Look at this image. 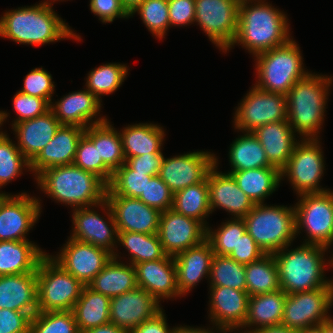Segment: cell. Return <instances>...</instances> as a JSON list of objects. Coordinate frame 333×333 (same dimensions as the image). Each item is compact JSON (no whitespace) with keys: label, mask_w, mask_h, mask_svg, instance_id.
Wrapping results in <instances>:
<instances>
[{"label":"cell","mask_w":333,"mask_h":333,"mask_svg":"<svg viewBox=\"0 0 333 333\" xmlns=\"http://www.w3.org/2000/svg\"><path fill=\"white\" fill-rule=\"evenodd\" d=\"M47 1L6 12L0 19V36L16 43L42 45L64 38L79 40Z\"/></svg>","instance_id":"cell-1"},{"label":"cell","mask_w":333,"mask_h":333,"mask_svg":"<svg viewBox=\"0 0 333 333\" xmlns=\"http://www.w3.org/2000/svg\"><path fill=\"white\" fill-rule=\"evenodd\" d=\"M36 177L42 191L73 208L100 205L106 199L108 185L74 164L48 168Z\"/></svg>","instance_id":"cell-2"},{"label":"cell","mask_w":333,"mask_h":333,"mask_svg":"<svg viewBox=\"0 0 333 333\" xmlns=\"http://www.w3.org/2000/svg\"><path fill=\"white\" fill-rule=\"evenodd\" d=\"M257 2L250 7L249 2L240 3L238 30L232 44L241 43L254 55L291 40L285 15L264 2Z\"/></svg>","instance_id":"cell-3"},{"label":"cell","mask_w":333,"mask_h":333,"mask_svg":"<svg viewBox=\"0 0 333 333\" xmlns=\"http://www.w3.org/2000/svg\"><path fill=\"white\" fill-rule=\"evenodd\" d=\"M328 249L317 244L304 243L299 248L273 253L280 279V287L286 294L312 291L328 286L324 280L323 252Z\"/></svg>","instance_id":"cell-4"},{"label":"cell","mask_w":333,"mask_h":333,"mask_svg":"<svg viewBox=\"0 0 333 333\" xmlns=\"http://www.w3.org/2000/svg\"><path fill=\"white\" fill-rule=\"evenodd\" d=\"M332 79L308 73L286 94L287 121L291 128L307 138H317L324 120L328 87Z\"/></svg>","instance_id":"cell-5"},{"label":"cell","mask_w":333,"mask_h":333,"mask_svg":"<svg viewBox=\"0 0 333 333\" xmlns=\"http://www.w3.org/2000/svg\"><path fill=\"white\" fill-rule=\"evenodd\" d=\"M243 220L246 232L265 254L288 248L297 234L293 207L255 204Z\"/></svg>","instance_id":"cell-6"},{"label":"cell","mask_w":333,"mask_h":333,"mask_svg":"<svg viewBox=\"0 0 333 333\" xmlns=\"http://www.w3.org/2000/svg\"><path fill=\"white\" fill-rule=\"evenodd\" d=\"M296 42L292 39L280 47L259 53L257 58V73L259 89L286 95L292 86L304 78L302 56Z\"/></svg>","instance_id":"cell-7"},{"label":"cell","mask_w":333,"mask_h":333,"mask_svg":"<svg viewBox=\"0 0 333 333\" xmlns=\"http://www.w3.org/2000/svg\"><path fill=\"white\" fill-rule=\"evenodd\" d=\"M83 287L79 280L46 254L37 268L38 311H72Z\"/></svg>","instance_id":"cell-8"},{"label":"cell","mask_w":333,"mask_h":333,"mask_svg":"<svg viewBox=\"0 0 333 333\" xmlns=\"http://www.w3.org/2000/svg\"><path fill=\"white\" fill-rule=\"evenodd\" d=\"M299 196L300 202L294 207L296 233L304 227L309 234L306 244L328 248L333 243V192L327 190Z\"/></svg>","instance_id":"cell-9"},{"label":"cell","mask_w":333,"mask_h":333,"mask_svg":"<svg viewBox=\"0 0 333 333\" xmlns=\"http://www.w3.org/2000/svg\"><path fill=\"white\" fill-rule=\"evenodd\" d=\"M195 20L221 50L232 47L238 30L240 3L235 0H195Z\"/></svg>","instance_id":"cell-10"},{"label":"cell","mask_w":333,"mask_h":333,"mask_svg":"<svg viewBox=\"0 0 333 333\" xmlns=\"http://www.w3.org/2000/svg\"><path fill=\"white\" fill-rule=\"evenodd\" d=\"M317 139L303 138L301 143L297 142L287 165L281 170V177H289L298 195L327 191L318 187L324 163Z\"/></svg>","instance_id":"cell-11"},{"label":"cell","mask_w":333,"mask_h":333,"mask_svg":"<svg viewBox=\"0 0 333 333\" xmlns=\"http://www.w3.org/2000/svg\"><path fill=\"white\" fill-rule=\"evenodd\" d=\"M287 120L286 95L256 86L245 96L235 113L236 129L253 132L257 127Z\"/></svg>","instance_id":"cell-12"},{"label":"cell","mask_w":333,"mask_h":333,"mask_svg":"<svg viewBox=\"0 0 333 333\" xmlns=\"http://www.w3.org/2000/svg\"><path fill=\"white\" fill-rule=\"evenodd\" d=\"M333 303L332 282L323 288L286 295L281 324L293 329L319 323L330 318Z\"/></svg>","instance_id":"cell-13"},{"label":"cell","mask_w":333,"mask_h":333,"mask_svg":"<svg viewBox=\"0 0 333 333\" xmlns=\"http://www.w3.org/2000/svg\"><path fill=\"white\" fill-rule=\"evenodd\" d=\"M157 234L165 253L174 257L204 241L206 225L171 208L161 212Z\"/></svg>","instance_id":"cell-14"},{"label":"cell","mask_w":333,"mask_h":333,"mask_svg":"<svg viewBox=\"0 0 333 333\" xmlns=\"http://www.w3.org/2000/svg\"><path fill=\"white\" fill-rule=\"evenodd\" d=\"M216 157L210 152H191L163 159L160 178L175 193L188 186L207 179L209 171L216 164Z\"/></svg>","instance_id":"cell-15"},{"label":"cell","mask_w":333,"mask_h":333,"mask_svg":"<svg viewBox=\"0 0 333 333\" xmlns=\"http://www.w3.org/2000/svg\"><path fill=\"white\" fill-rule=\"evenodd\" d=\"M112 257L113 254L104 248L70 238L59 257L53 259L87 286Z\"/></svg>","instance_id":"cell-16"},{"label":"cell","mask_w":333,"mask_h":333,"mask_svg":"<svg viewBox=\"0 0 333 333\" xmlns=\"http://www.w3.org/2000/svg\"><path fill=\"white\" fill-rule=\"evenodd\" d=\"M40 210L35 197L7 194L0 201V241H29L25 234L34 226Z\"/></svg>","instance_id":"cell-17"},{"label":"cell","mask_w":333,"mask_h":333,"mask_svg":"<svg viewBox=\"0 0 333 333\" xmlns=\"http://www.w3.org/2000/svg\"><path fill=\"white\" fill-rule=\"evenodd\" d=\"M159 302L150 293L137 286L111 298L110 323L130 333L135 327L162 311Z\"/></svg>","instance_id":"cell-18"},{"label":"cell","mask_w":333,"mask_h":333,"mask_svg":"<svg viewBox=\"0 0 333 333\" xmlns=\"http://www.w3.org/2000/svg\"><path fill=\"white\" fill-rule=\"evenodd\" d=\"M118 232L157 234L161 212L138 198L106 195Z\"/></svg>","instance_id":"cell-19"},{"label":"cell","mask_w":333,"mask_h":333,"mask_svg":"<svg viewBox=\"0 0 333 333\" xmlns=\"http://www.w3.org/2000/svg\"><path fill=\"white\" fill-rule=\"evenodd\" d=\"M100 205L108 208L107 211L109 212L107 213L109 215L108 220L111 222H109L110 225H108L99 214L90 210L89 207L75 208L73 209V224L75 227L71 238L104 248L112 254H115L116 252H114L112 248L114 247L115 239L118 238V231L113 212L106 200Z\"/></svg>","instance_id":"cell-20"},{"label":"cell","mask_w":333,"mask_h":333,"mask_svg":"<svg viewBox=\"0 0 333 333\" xmlns=\"http://www.w3.org/2000/svg\"><path fill=\"white\" fill-rule=\"evenodd\" d=\"M211 288V321L218 329L227 333L242 327L248 313L249 296L247 291L231 287L210 286Z\"/></svg>","instance_id":"cell-21"},{"label":"cell","mask_w":333,"mask_h":333,"mask_svg":"<svg viewBox=\"0 0 333 333\" xmlns=\"http://www.w3.org/2000/svg\"><path fill=\"white\" fill-rule=\"evenodd\" d=\"M138 287L144 289L158 301L160 298L181 296L177 284V272L174 257L134 265Z\"/></svg>","instance_id":"cell-22"},{"label":"cell","mask_w":333,"mask_h":333,"mask_svg":"<svg viewBox=\"0 0 333 333\" xmlns=\"http://www.w3.org/2000/svg\"><path fill=\"white\" fill-rule=\"evenodd\" d=\"M84 133L82 127L61 125L51 141L30 162L29 169L39 175L48 168L73 164L79 140Z\"/></svg>","instance_id":"cell-23"},{"label":"cell","mask_w":333,"mask_h":333,"mask_svg":"<svg viewBox=\"0 0 333 333\" xmlns=\"http://www.w3.org/2000/svg\"><path fill=\"white\" fill-rule=\"evenodd\" d=\"M216 165L217 161L207 176L211 212L219 206L229 213L231 212L235 218L243 219L255 204L239 188L233 176L217 172Z\"/></svg>","instance_id":"cell-24"},{"label":"cell","mask_w":333,"mask_h":333,"mask_svg":"<svg viewBox=\"0 0 333 333\" xmlns=\"http://www.w3.org/2000/svg\"><path fill=\"white\" fill-rule=\"evenodd\" d=\"M27 313L38 312L37 272L0 276V309Z\"/></svg>","instance_id":"cell-25"},{"label":"cell","mask_w":333,"mask_h":333,"mask_svg":"<svg viewBox=\"0 0 333 333\" xmlns=\"http://www.w3.org/2000/svg\"><path fill=\"white\" fill-rule=\"evenodd\" d=\"M61 126L51 110L33 119L19 122L13 126L19 139L18 148L31 162L51 141Z\"/></svg>","instance_id":"cell-26"},{"label":"cell","mask_w":333,"mask_h":333,"mask_svg":"<svg viewBox=\"0 0 333 333\" xmlns=\"http://www.w3.org/2000/svg\"><path fill=\"white\" fill-rule=\"evenodd\" d=\"M214 252L207 239L174 256L179 293L185 294L210 274Z\"/></svg>","instance_id":"cell-27"},{"label":"cell","mask_w":333,"mask_h":333,"mask_svg":"<svg viewBox=\"0 0 333 333\" xmlns=\"http://www.w3.org/2000/svg\"><path fill=\"white\" fill-rule=\"evenodd\" d=\"M261 143L269 163L280 171L287 165L296 145L287 120L267 123L252 132Z\"/></svg>","instance_id":"cell-28"},{"label":"cell","mask_w":333,"mask_h":333,"mask_svg":"<svg viewBox=\"0 0 333 333\" xmlns=\"http://www.w3.org/2000/svg\"><path fill=\"white\" fill-rule=\"evenodd\" d=\"M54 105H50V110L61 125L78 126L84 129L88 127L87 125L101 107L100 100L87 89L72 92Z\"/></svg>","instance_id":"cell-29"},{"label":"cell","mask_w":333,"mask_h":333,"mask_svg":"<svg viewBox=\"0 0 333 333\" xmlns=\"http://www.w3.org/2000/svg\"><path fill=\"white\" fill-rule=\"evenodd\" d=\"M45 255L29 241H0V276L37 272Z\"/></svg>","instance_id":"cell-30"},{"label":"cell","mask_w":333,"mask_h":333,"mask_svg":"<svg viewBox=\"0 0 333 333\" xmlns=\"http://www.w3.org/2000/svg\"><path fill=\"white\" fill-rule=\"evenodd\" d=\"M116 256L118 255L113 254L112 259L87 285L93 291L109 298L119 296L138 286L134 266L119 263L116 261Z\"/></svg>","instance_id":"cell-31"},{"label":"cell","mask_w":333,"mask_h":333,"mask_svg":"<svg viewBox=\"0 0 333 333\" xmlns=\"http://www.w3.org/2000/svg\"><path fill=\"white\" fill-rule=\"evenodd\" d=\"M94 144H98L99 157L114 173L125 161L120 134L113 129L107 119L91 121L84 133Z\"/></svg>","instance_id":"cell-32"},{"label":"cell","mask_w":333,"mask_h":333,"mask_svg":"<svg viewBox=\"0 0 333 333\" xmlns=\"http://www.w3.org/2000/svg\"><path fill=\"white\" fill-rule=\"evenodd\" d=\"M111 298L84 286L73 313L81 332L110 323Z\"/></svg>","instance_id":"cell-33"},{"label":"cell","mask_w":333,"mask_h":333,"mask_svg":"<svg viewBox=\"0 0 333 333\" xmlns=\"http://www.w3.org/2000/svg\"><path fill=\"white\" fill-rule=\"evenodd\" d=\"M286 295L280 289L270 293L250 296L247 317L242 327L259 325L256 329H260L281 324Z\"/></svg>","instance_id":"cell-34"},{"label":"cell","mask_w":333,"mask_h":333,"mask_svg":"<svg viewBox=\"0 0 333 333\" xmlns=\"http://www.w3.org/2000/svg\"><path fill=\"white\" fill-rule=\"evenodd\" d=\"M231 175L254 204L263 203L265 197L276 190L282 178L281 171L276 167L235 171Z\"/></svg>","instance_id":"cell-35"},{"label":"cell","mask_w":333,"mask_h":333,"mask_svg":"<svg viewBox=\"0 0 333 333\" xmlns=\"http://www.w3.org/2000/svg\"><path fill=\"white\" fill-rule=\"evenodd\" d=\"M125 158L141 156L146 153H162L164 137L162 127L154 124H136L126 127L119 133Z\"/></svg>","instance_id":"cell-36"},{"label":"cell","mask_w":333,"mask_h":333,"mask_svg":"<svg viewBox=\"0 0 333 333\" xmlns=\"http://www.w3.org/2000/svg\"><path fill=\"white\" fill-rule=\"evenodd\" d=\"M229 158L232 170L228 174L235 171L273 167L269 163L261 143L252 132H247L231 144Z\"/></svg>","instance_id":"cell-37"},{"label":"cell","mask_w":333,"mask_h":333,"mask_svg":"<svg viewBox=\"0 0 333 333\" xmlns=\"http://www.w3.org/2000/svg\"><path fill=\"white\" fill-rule=\"evenodd\" d=\"M248 296L280 290V279L273 254H265L259 260L245 265Z\"/></svg>","instance_id":"cell-38"},{"label":"cell","mask_w":333,"mask_h":333,"mask_svg":"<svg viewBox=\"0 0 333 333\" xmlns=\"http://www.w3.org/2000/svg\"><path fill=\"white\" fill-rule=\"evenodd\" d=\"M172 209L205 225L203 219L211 213L207 179L175 192Z\"/></svg>","instance_id":"cell-39"},{"label":"cell","mask_w":333,"mask_h":333,"mask_svg":"<svg viewBox=\"0 0 333 333\" xmlns=\"http://www.w3.org/2000/svg\"><path fill=\"white\" fill-rule=\"evenodd\" d=\"M117 237V240L130 252L133 266L141 262L159 260L167 256L158 234L118 232Z\"/></svg>","instance_id":"cell-40"},{"label":"cell","mask_w":333,"mask_h":333,"mask_svg":"<svg viewBox=\"0 0 333 333\" xmlns=\"http://www.w3.org/2000/svg\"><path fill=\"white\" fill-rule=\"evenodd\" d=\"M209 275L210 286L231 287L246 291L245 265L229 256L214 254Z\"/></svg>","instance_id":"cell-41"},{"label":"cell","mask_w":333,"mask_h":333,"mask_svg":"<svg viewBox=\"0 0 333 333\" xmlns=\"http://www.w3.org/2000/svg\"><path fill=\"white\" fill-rule=\"evenodd\" d=\"M152 176L132 170L126 163L119 167L108 184L106 195L139 198Z\"/></svg>","instance_id":"cell-42"},{"label":"cell","mask_w":333,"mask_h":333,"mask_svg":"<svg viewBox=\"0 0 333 333\" xmlns=\"http://www.w3.org/2000/svg\"><path fill=\"white\" fill-rule=\"evenodd\" d=\"M127 67L116 63L101 65L91 71L86 82V89L95 95L99 100L100 95L111 94L124 81L127 74Z\"/></svg>","instance_id":"cell-43"},{"label":"cell","mask_w":333,"mask_h":333,"mask_svg":"<svg viewBox=\"0 0 333 333\" xmlns=\"http://www.w3.org/2000/svg\"><path fill=\"white\" fill-rule=\"evenodd\" d=\"M30 333H80L73 311H38L30 322Z\"/></svg>","instance_id":"cell-44"},{"label":"cell","mask_w":333,"mask_h":333,"mask_svg":"<svg viewBox=\"0 0 333 333\" xmlns=\"http://www.w3.org/2000/svg\"><path fill=\"white\" fill-rule=\"evenodd\" d=\"M227 221L220 228L211 231L206 227V239L211 244L214 254L229 256L236 249L239 238L246 232V225L243 219ZM217 231V232H216Z\"/></svg>","instance_id":"cell-45"},{"label":"cell","mask_w":333,"mask_h":333,"mask_svg":"<svg viewBox=\"0 0 333 333\" xmlns=\"http://www.w3.org/2000/svg\"><path fill=\"white\" fill-rule=\"evenodd\" d=\"M73 164L97 175L107 185L112 179L113 172L99 157L98 144H94L85 134L79 140Z\"/></svg>","instance_id":"cell-46"},{"label":"cell","mask_w":333,"mask_h":333,"mask_svg":"<svg viewBox=\"0 0 333 333\" xmlns=\"http://www.w3.org/2000/svg\"><path fill=\"white\" fill-rule=\"evenodd\" d=\"M136 11L148 30L161 39L170 26L168 0H144L130 13V16Z\"/></svg>","instance_id":"cell-47"},{"label":"cell","mask_w":333,"mask_h":333,"mask_svg":"<svg viewBox=\"0 0 333 333\" xmlns=\"http://www.w3.org/2000/svg\"><path fill=\"white\" fill-rule=\"evenodd\" d=\"M29 168L30 162L6 134L0 137V187L21 174L23 166Z\"/></svg>","instance_id":"cell-48"},{"label":"cell","mask_w":333,"mask_h":333,"mask_svg":"<svg viewBox=\"0 0 333 333\" xmlns=\"http://www.w3.org/2000/svg\"><path fill=\"white\" fill-rule=\"evenodd\" d=\"M174 193L159 175L152 176L147 182L145 190L141 193L140 199L146 205L157 209L160 212L173 207Z\"/></svg>","instance_id":"cell-49"},{"label":"cell","mask_w":333,"mask_h":333,"mask_svg":"<svg viewBox=\"0 0 333 333\" xmlns=\"http://www.w3.org/2000/svg\"><path fill=\"white\" fill-rule=\"evenodd\" d=\"M53 83L51 74L43 68H35L27 74L24 87L19 92L45 99L51 105V96L55 87Z\"/></svg>","instance_id":"cell-50"},{"label":"cell","mask_w":333,"mask_h":333,"mask_svg":"<svg viewBox=\"0 0 333 333\" xmlns=\"http://www.w3.org/2000/svg\"><path fill=\"white\" fill-rule=\"evenodd\" d=\"M13 106L16 113L19 114L18 119L12 124L13 126L19 122L41 116L50 110V104L45 99L26 95L19 91L14 96Z\"/></svg>","instance_id":"cell-51"},{"label":"cell","mask_w":333,"mask_h":333,"mask_svg":"<svg viewBox=\"0 0 333 333\" xmlns=\"http://www.w3.org/2000/svg\"><path fill=\"white\" fill-rule=\"evenodd\" d=\"M30 322L27 313L0 309V333H30Z\"/></svg>","instance_id":"cell-52"},{"label":"cell","mask_w":333,"mask_h":333,"mask_svg":"<svg viewBox=\"0 0 333 333\" xmlns=\"http://www.w3.org/2000/svg\"><path fill=\"white\" fill-rule=\"evenodd\" d=\"M265 253L257 245L254 239L247 233L239 238L236 249L229 255L233 260L238 263L247 265L254 261L259 260Z\"/></svg>","instance_id":"cell-53"},{"label":"cell","mask_w":333,"mask_h":333,"mask_svg":"<svg viewBox=\"0 0 333 333\" xmlns=\"http://www.w3.org/2000/svg\"><path fill=\"white\" fill-rule=\"evenodd\" d=\"M90 9L99 16L103 23L113 22L115 17L127 18L130 16L122 0H90Z\"/></svg>","instance_id":"cell-54"},{"label":"cell","mask_w":333,"mask_h":333,"mask_svg":"<svg viewBox=\"0 0 333 333\" xmlns=\"http://www.w3.org/2000/svg\"><path fill=\"white\" fill-rule=\"evenodd\" d=\"M168 7L170 26L194 22L195 0H168Z\"/></svg>","instance_id":"cell-55"},{"label":"cell","mask_w":333,"mask_h":333,"mask_svg":"<svg viewBox=\"0 0 333 333\" xmlns=\"http://www.w3.org/2000/svg\"><path fill=\"white\" fill-rule=\"evenodd\" d=\"M164 156L162 153H146L141 156L126 158L125 163L134 171L146 175H159Z\"/></svg>","instance_id":"cell-56"},{"label":"cell","mask_w":333,"mask_h":333,"mask_svg":"<svg viewBox=\"0 0 333 333\" xmlns=\"http://www.w3.org/2000/svg\"><path fill=\"white\" fill-rule=\"evenodd\" d=\"M163 311H160L153 318L144 321L135 327L130 333H173L167 326Z\"/></svg>","instance_id":"cell-57"},{"label":"cell","mask_w":333,"mask_h":333,"mask_svg":"<svg viewBox=\"0 0 333 333\" xmlns=\"http://www.w3.org/2000/svg\"><path fill=\"white\" fill-rule=\"evenodd\" d=\"M245 333V332H244ZM246 333H299L298 329L286 327L283 324L262 327L260 329H253Z\"/></svg>","instance_id":"cell-58"},{"label":"cell","mask_w":333,"mask_h":333,"mask_svg":"<svg viewBox=\"0 0 333 333\" xmlns=\"http://www.w3.org/2000/svg\"><path fill=\"white\" fill-rule=\"evenodd\" d=\"M81 333H127L123 329H120L113 323H108L102 326L94 327L88 330H85Z\"/></svg>","instance_id":"cell-59"},{"label":"cell","mask_w":333,"mask_h":333,"mask_svg":"<svg viewBox=\"0 0 333 333\" xmlns=\"http://www.w3.org/2000/svg\"><path fill=\"white\" fill-rule=\"evenodd\" d=\"M299 333H324V321L298 329Z\"/></svg>","instance_id":"cell-60"},{"label":"cell","mask_w":333,"mask_h":333,"mask_svg":"<svg viewBox=\"0 0 333 333\" xmlns=\"http://www.w3.org/2000/svg\"><path fill=\"white\" fill-rule=\"evenodd\" d=\"M173 333H214L212 331H209L208 329H202V328H190L187 326L186 327H176L173 328Z\"/></svg>","instance_id":"cell-61"},{"label":"cell","mask_w":333,"mask_h":333,"mask_svg":"<svg viewBox=\"0 0 333 333\" xmlns=\"http://www.w3.org/2000/svg\"><path fill=\"white\" fill-rule=\"evenodd\" d=\"M144 0H122L124 7L131 13Z\"/></svg>","instance_id":"cell-62"},{"label":"cell","mask_w":333,"mask_h":333,"mask_svg":"<svg viewBox=\"0 0 333 333\" xmlns=\"http://www.w3.org/2000/svg\"><path fill=\"white\" fill-rule=\"evenodd\" d=\"M324 333H333V319L331 317L324 321Z\"/></svg>","instance_id":"cell-63"},{"label":"cell","mask_w":333,"mask_h":333,"mask_svg":"<svg viewBox=\"0 0 333 333\" xmlns=\"http://www.w3.org/2000/svg\"><path fill=\"white\" fill-rule=\"evenodd\" d=\"M7 113L5 112H1L0 111V126L2 125V123L4 122L5 118H7ZM3 132H0V137L3 135Z\"/></svg>","instance_id":"cell-64"},{"label":"cell","mask_w":333,"mask_h":333,"mask_svg":"<svg viewBox=\"0 0 333 333\" xmlns=\"http://www.w3.org/2000/svg\"><path fill=\"white\" fill-rule=\"evenodd\" d=\"M235 1H237V2H239V3H243V2H248V1H250L251 2V0H235ZM253 1V0H252ZM255 1V0H254ZM262 1V0H261Z\"/></svg>","instance_id":"cell-65"},{"label":"cell","mask_w":333,"mask_h":333,"mask_svg":"<svg viewBox=\"0 0 333 333\" xmlns=\"http://www.w3.org/2000/svg\"><path fill=\"white\" fill-rule=\"evenodd\" d=\"M6 196L5 193H0V201Z\"/></svg>","instance_id":"cell-66"},{"label":"cell","mask_w":333,"mask_h":333,"mask_svg":"<svg viewBox=\"0 0 333 333\" xmlns=\"http://www.w3.org/2000/svg\"><path fill=\"white\" fill-rule=\"evenodd\" d=\"M330 262H331V263H329V264L333 265V258L331 259ZM332 290H333V282H332Z\"/></svg>","instance_id":"cell-67"}]
</instances>
